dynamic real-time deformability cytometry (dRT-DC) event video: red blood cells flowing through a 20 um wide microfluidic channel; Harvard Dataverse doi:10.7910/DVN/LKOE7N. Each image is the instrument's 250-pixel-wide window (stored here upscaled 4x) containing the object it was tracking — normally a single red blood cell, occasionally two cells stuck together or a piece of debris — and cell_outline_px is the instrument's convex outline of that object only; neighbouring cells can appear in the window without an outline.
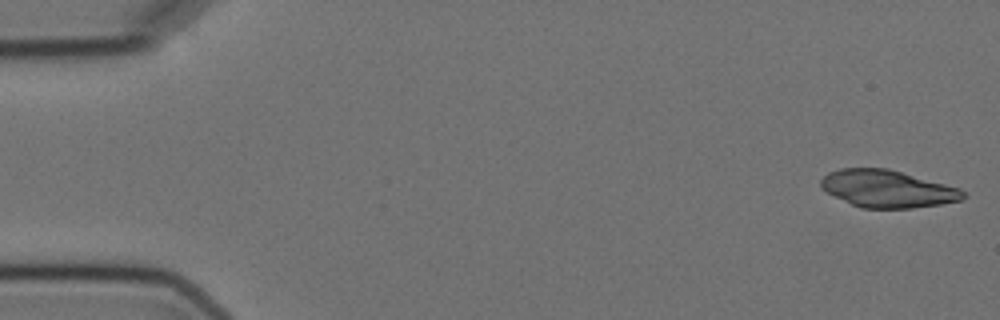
{"species": "Egyptian fruit bat (a non-hibernating species)", "species_latin": "Rousettus aegyptiacus", "temperature_condition": "cold", "stored_images_in_passage": 5, "camera_frame_rate_fps": 3000, "um_per_image_px": 0.085, "animal": {"sex": "female"}, "frame": {"image": 1, "passage_image": 1, "time_ms": 0.0, "image_size_px": [1000, 320], "cell_outline_px": [[968, 196], [960, 200], [940, 204], [912, 208], [860, 208], [820, 188], [820, 180], [828, 172], [840, 168], [888, 168], [960, 188]], "centroid_in_image_um": [75.43, 16.04], "position_along_channel_um": 9.6, "area_um2": 30.81}}